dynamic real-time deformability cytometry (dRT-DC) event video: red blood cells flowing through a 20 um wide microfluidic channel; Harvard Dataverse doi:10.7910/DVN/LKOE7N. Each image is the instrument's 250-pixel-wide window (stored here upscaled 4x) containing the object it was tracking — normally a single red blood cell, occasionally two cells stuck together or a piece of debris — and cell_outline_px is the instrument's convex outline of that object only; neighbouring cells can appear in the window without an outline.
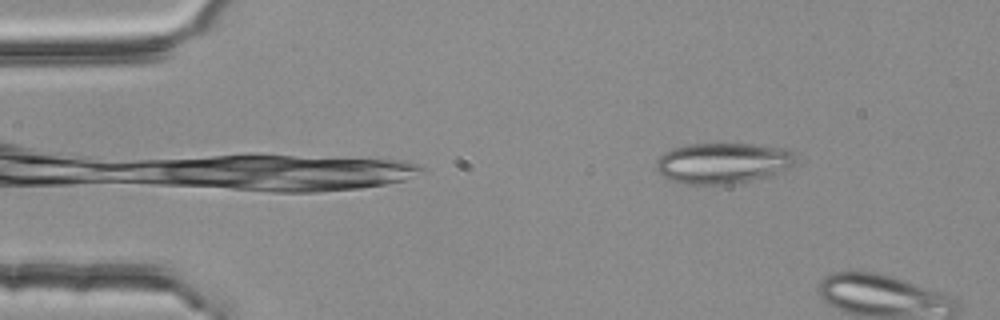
{"species": "common noctule bat (a hibernating species)", "species_latin": "Nyctalus noctula", "temperature_condition": "room temperature", "stored_images_in_passage": 2, "camera_frame_rate_fps": 3000, "um_per_image_px": 0.085, "animal": {"sex": "female", "body_mass_g": 25.1}, "frame": {"image": 1, "passage_image": 1, "time_ms": 0.0, "image_size_px": [1000, 320], "cell_outline_px": [[792, 168], [776, 176], [732, 184], [684, 184], [668, 180], [656, 168], [656, 160], [664, 152], [672, 148], [688, 144], [752, 144], [788, 148], [792, 152]], "centroid_in_image_um": [61.47, 13.88], "position_along_channel_um": 23.5, "area_um2": 33.58}}